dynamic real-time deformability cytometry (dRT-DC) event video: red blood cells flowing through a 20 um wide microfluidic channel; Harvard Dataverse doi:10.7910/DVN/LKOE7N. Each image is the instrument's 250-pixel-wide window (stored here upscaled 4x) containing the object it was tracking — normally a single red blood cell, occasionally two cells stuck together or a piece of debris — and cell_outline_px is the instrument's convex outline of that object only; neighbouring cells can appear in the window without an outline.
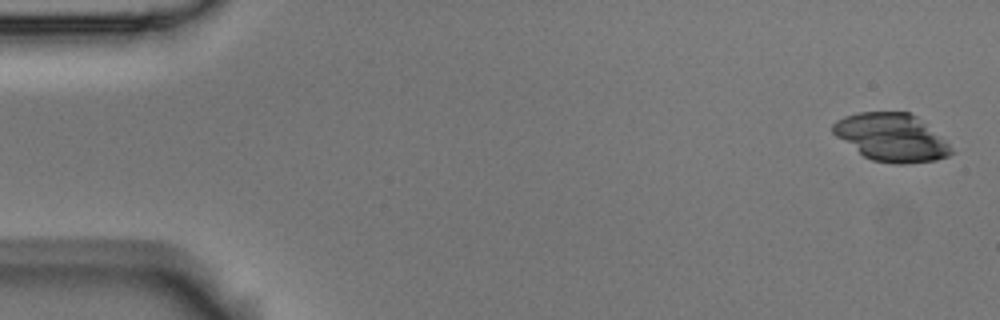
{"species": "Egyptian fruit bat (a non-hibernating species)", "species_latin": "Rousettus aegyptiacus", "temperature_condition": "room temperature", "stored_images_in_passage": 4, "camera_frame_rate_fps": 3000, "um_per_image_px": 0.085, "animal": {"sex": "male"}, "frame": {"image": 1, "passage_image": 1, "time_ms": 0.0, "image_size_px": [1000, 320], "cell_outline_px": [[956, 152], [948, 156], [936, 160], [904, 164], [896, 164], [872, 160], [864, 156], [836, 136], [832, 132], [832, 124], [836, 120], [844, 116], [860, 112], [908, 112], [916, 116], [944, 140]], "centroid_in_image_um": [75.76, 11.68], "position_along_channel_um": 9.2, "area_um2": 32.66}}